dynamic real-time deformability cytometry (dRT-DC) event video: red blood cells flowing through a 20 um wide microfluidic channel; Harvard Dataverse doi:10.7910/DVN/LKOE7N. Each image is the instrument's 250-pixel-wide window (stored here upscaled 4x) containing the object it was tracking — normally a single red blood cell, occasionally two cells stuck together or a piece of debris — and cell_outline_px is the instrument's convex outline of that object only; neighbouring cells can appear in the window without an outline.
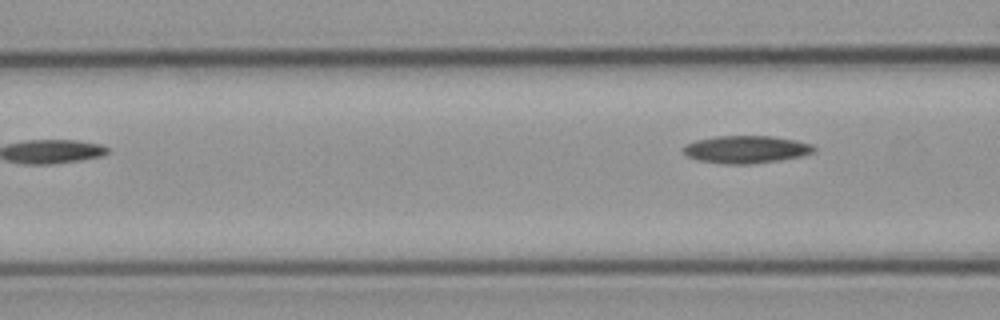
{"species": "common noctule bat (a hibernating species)", "species_latin": "Nyctalus noctula", "temperature_condition": "cold", "stored_images_in_passage": 8, "segment_of_instrument_passage": [2, 2], "camera_frame_rate_fps": 3000, "um_per_image_px": 0.085, "animal": {"sex": "male", "body_mass_g": 23.1, "forearm_length_mm": 52.7}, "frame": {"image": 1, "passage_image": 8, "time_ms": 9.667, "image_size_px": [1000, 320], "cell_outline_px": [[816, 148], [812, 152], [800, 156], [780, 160], [748, 164], [724, 164], [700, 160], [688, 156], [684, 152], [684, 144], [696, 140], [716, 136], [772, 136], [796, 140], [812, 144]], "centroid_in_image_um": [63.42, 12.69], "position_along_channel_um": 103.2, "area_um2": 20.81}}